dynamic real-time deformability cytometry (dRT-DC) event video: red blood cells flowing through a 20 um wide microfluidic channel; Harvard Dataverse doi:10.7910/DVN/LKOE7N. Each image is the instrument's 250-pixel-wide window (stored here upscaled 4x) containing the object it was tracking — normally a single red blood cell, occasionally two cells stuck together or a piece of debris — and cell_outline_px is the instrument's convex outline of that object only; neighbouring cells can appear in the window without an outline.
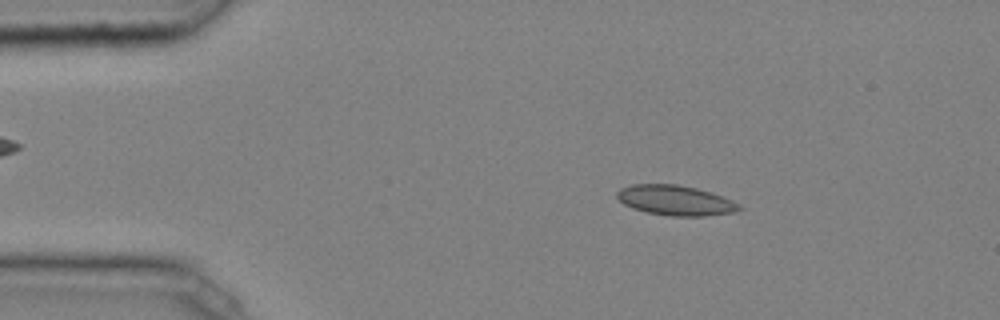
{"species": "common noctule bat (a hibernating species)", "species_latin": "Nyctalus noctula", "temperature_condition": "cold", "stored_images_in_passage": 40, "camera_frame_rate_fps": 3000, "um_per_image_px": 0.085, "animal": {"sex": "male", "body_mass_g": 20.4}, "frame": {"image": 1, "passage_image": 1, "time_ms": 0.0, "image_size_px": [1000, 320], "cell_outline_px": [[744, 208], [732, 212], [704, 216], [668, 216], [648, 212], [632, 208], [624, 204], [616, 196], [616, 192], [620, 188], [632, 184], [676, 184], [696, 188], [732, 200], [740, 204]], "centroid_in_image_um": [57.38, 17.03], "position_along_channel_um": 27.6, "area_um2": 21.27}}
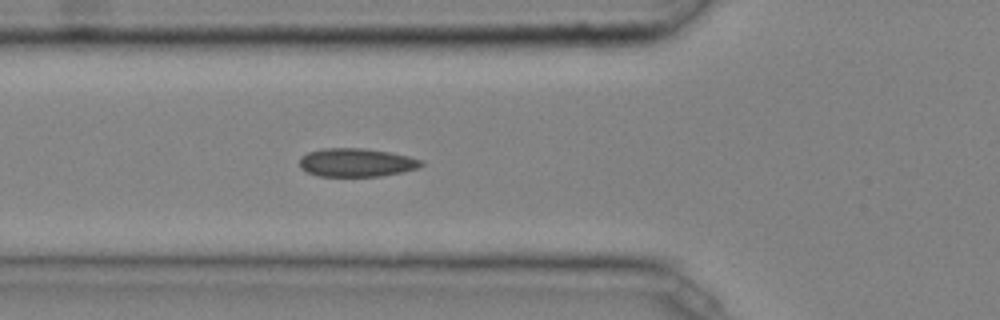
{"frame": {"image": 2, "passage_image": 10, "time_ms": 3.0, "image_size_px": [1000, 320], "cell_outline_px": [[424, 164], [416, 168], [400, 172], [380, 176], [320, 176], [308, 172], [300, 168], [300, 156], [308, 152], [324, 148], [364, 148], [388, 152], [408, 156], [424, 160]], "centroid_in_image_um": [30.28, 13.81], "position_along_channel_um": 95.5, "area_um2": 20.06}}
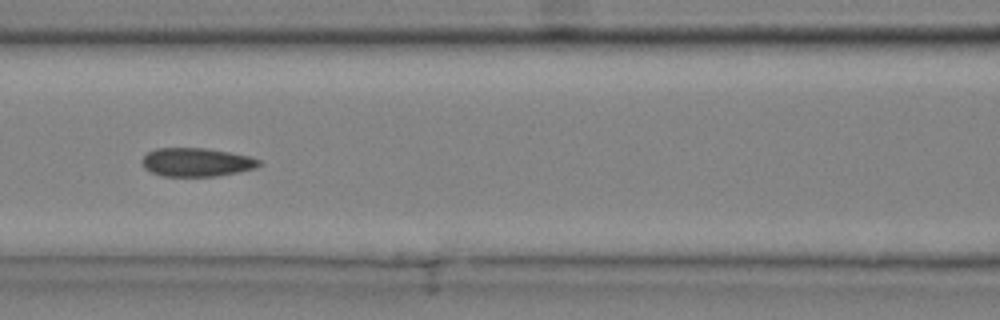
{"frame": {"image": 3, "passage_image": 14, "time_ms": 4.333, "image_size_px": [1000, 320], "cell_outline_px": [[264, 164], [256, 168], [216, 176], [164, 176], [152, 172], [144, 168], [144, 156], [148, 152], [156, 148], [204, 148], [228, 152], [248, 156], [260, 160]], "centroid_in_image_um": [16.74, 13.79], "position_along_channel_um": 149.9, "area_um2": 19.25}, "authors_computed_cell_mechanics": {"area_um2": 19.2474, "velocity_mm_per_s": 4.0572, "shape_relaxation_time_tau1_ms": null, "shape_relaxation_time_tau2_ms": 2.7256, "deformation_change_tau1": null, "deformation_change_tau2": 0.0655}}